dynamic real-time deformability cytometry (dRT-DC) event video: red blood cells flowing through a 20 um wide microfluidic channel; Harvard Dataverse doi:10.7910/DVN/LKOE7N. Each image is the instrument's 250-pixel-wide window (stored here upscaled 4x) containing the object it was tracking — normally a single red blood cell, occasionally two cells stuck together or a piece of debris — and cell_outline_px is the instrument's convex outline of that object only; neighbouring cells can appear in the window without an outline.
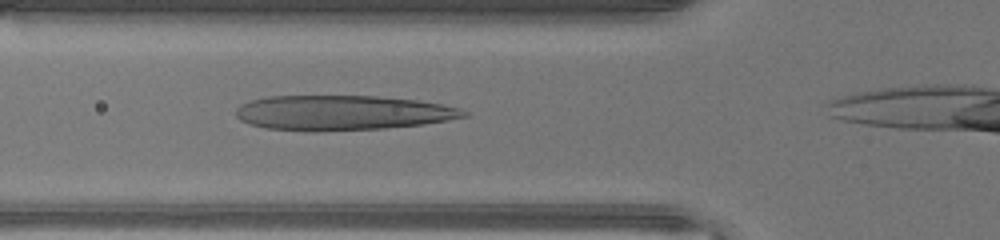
{"species": "human", "species_latin": "Homo sapiens", "temperature_condition": "warm", "stored_images_in_passage": 25, "camera_frame_rate_fps": 3000, "um_per_image_px": 0.085, "donor": {"sex": "male"}, "frame": {"image": 1, "passage_image": 4, "time_ms": 1.0, "image_size_px": [1000, 240], "cell_outline_px": [[468, 116], [448, 120], [424, 124], [384, 128], [316, 132], [312, 132], [264, 128], [240, 120], [236, 116], [236, 108], [240, 104], [248, 100], [268, 96], [380, 96], [416, 100], [440, 104], [460, 108], [468, 112]], "centroid_in_image_um": [29.06, 9.59], "position_along_channel_um": 96.7, "area_um2": 46.64}}
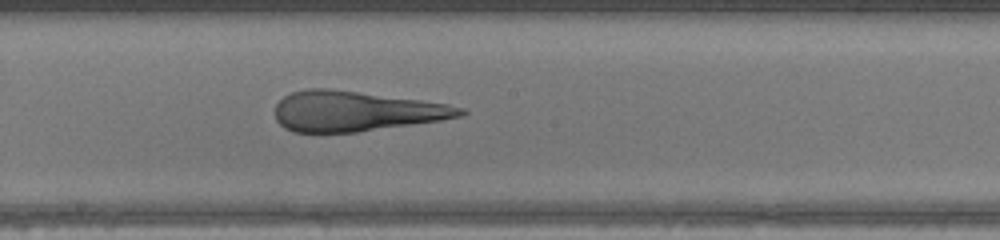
{"frame": {"image": 2, "passage_image": 12, "time_ms": 3.667, "image_size_px": [1000, 240], "cell_outline_px": [[468, 112], [464, 116], [440, 120], [356, 132], [292, 132], [284, 128], [276, 120], [276, 104], [284, 96], [292, 92], [308, 88], [328, 88], [420, 100], [448, 104], [464, 108]], "centroid_in_image_um": [30.22, 9.45], "position_along_channel_um": 218.0, "area_um2": 43.06}}
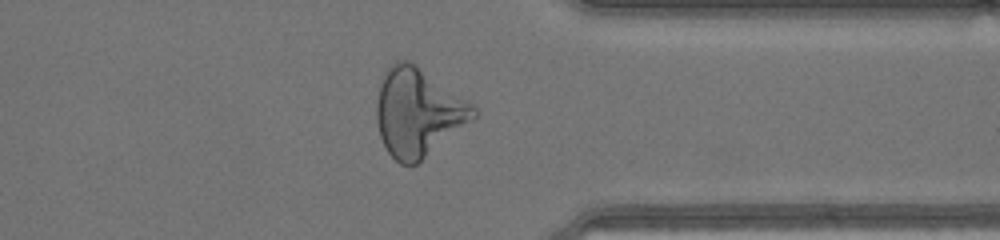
{"frame": {"image": 3, "passage_image": 23, "time_ms": 7.333, "image_size_px": [1000, 240], "cell_outline_px": [[476, 116], [416, 164], [400, 164], [388, 152], [380, 136], [376, 120], [376, 104], [380, 84], [384, 72], [396, 60], [408, 60], [416, 64], [476, 104]], "centroid_in_image_um": [35.53, 9.51], "position_along_channel_um": 375.9, "area_um2": 49.48}}